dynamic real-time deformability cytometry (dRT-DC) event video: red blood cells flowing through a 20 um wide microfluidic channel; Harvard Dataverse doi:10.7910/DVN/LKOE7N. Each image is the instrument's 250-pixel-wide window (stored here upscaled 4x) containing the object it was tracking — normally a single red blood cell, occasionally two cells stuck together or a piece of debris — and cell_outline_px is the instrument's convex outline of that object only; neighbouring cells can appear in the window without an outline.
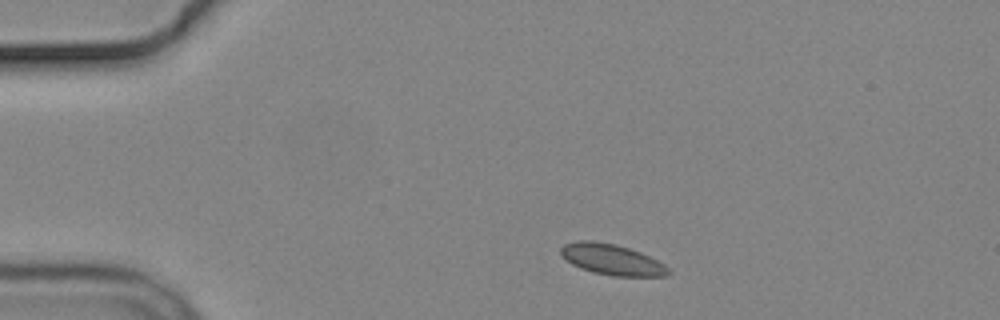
{"species": "common noctule bat (a hibernating species)", "species_latin": "Nyctalus noctula", "temperature_condition": "cold", "stored_images_in_passage": 6, "camera_frame_rate_fps": 3000, "um_per_image_px": 0.085, "animal": {"sex": "male", "body_mass_g": 19.2, "forearm_length_mm": 51.8}, "frame": {"image": 1, "passage_image": 1, "time_ms": 0.0, "image_size_px": [1000, 320], "cell_outline_px": [[672, 272], [664, 276], [612, 276], [592, 272], [580, 268], [572, 264], [560, 252], [560, 248], [564, 244], [576, 240], [596, 240], [616, 244], [640, 252], [664, 264]], "centroid_in_image_um": [51.99, 22.05], "position_along_channel_um": 33.0, "area_um2": 19.31}}
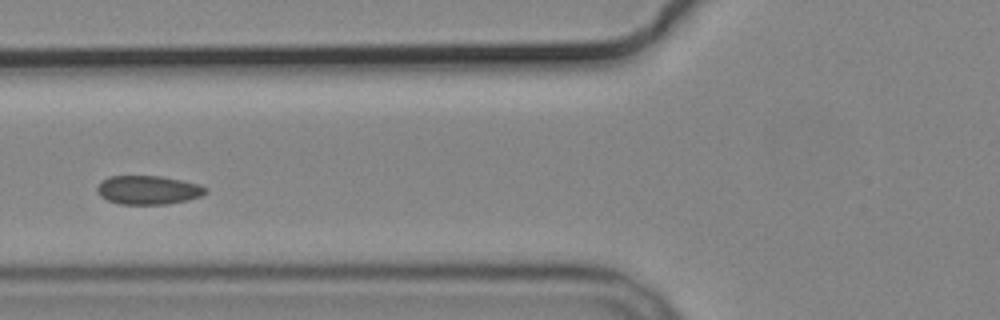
{"frame": {"image": 2, "passage_image": 4, "time_ms": 3.667, "image_size_px": [1000, 320], "cell_outline_px": [[208, 192], [200, 196], [188, 200], [168, 204], [120, 204], [108, 200], [100, 196], [96, 188], [100, 180], [108, 176], [160, 176], [200, 184], [208, 188]], "centroid_in_image_um": [12.59, 16.14], "position_along_channel_um": 113.2, "area_um2": 18.32}}
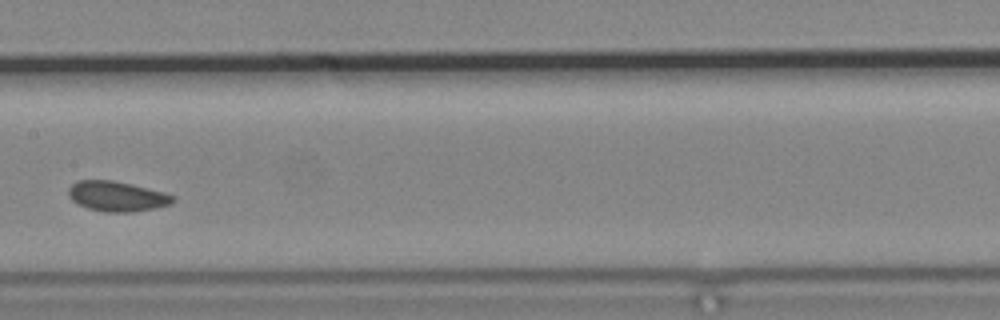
{"frame": {"image": 3, "passage_image": 6, "time_ms": 6.0, "image_size_px": [1000, 320], "cell_outline_px": [[176, 200], [172, 204], [156, 208], [132, 212], [104, 212], [88, 208], [76, 204], [68, 196], [68, 188], [76, 180], [112, 180], [132, 184], [164, 192], [176, 196]], "centroid_in_image_um": [9.95, 16.69], "position_along_channel_um": 197.4, "area_um2": 18.61}}